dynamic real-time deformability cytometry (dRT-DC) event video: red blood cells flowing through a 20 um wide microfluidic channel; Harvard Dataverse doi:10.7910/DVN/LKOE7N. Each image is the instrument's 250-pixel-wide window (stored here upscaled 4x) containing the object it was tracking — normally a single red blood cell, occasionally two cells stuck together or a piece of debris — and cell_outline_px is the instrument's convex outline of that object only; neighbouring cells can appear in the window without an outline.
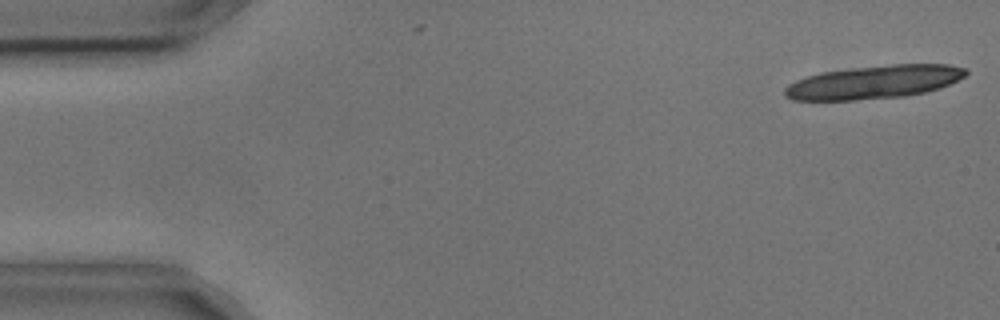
{"species": "common noctule bat (a hibernating species)", "species_latin": "Nyctalus noctula", "temperature_condition": "cold", "stored_images_in_passage": 4, "camera_frame_rate_fps": 3000, "um_per_image_px": 0.085, "animal": {"sex": "male", "body_mass_g": 17.9, "forearm_length_mm": 54.2}, "frame": {"image": 1, "passage_image": 1, "time_ms": 0.0, "image_size_px": [1000, 320], "cell_outline_px": [[968, 72], [964, 76], [940, 88], [924, 92], [904, 96], [856, 100], [792, 100], [784, 96], [784, 88], [788, 84], [796, 80], [820, 72], [852, 68], [892, 64], [948, 64], [968, 68]], "centroid_in_image_um": [74.27, 6.97], "position_along_channel_um": 10.7, "area_um2": 35.14}}